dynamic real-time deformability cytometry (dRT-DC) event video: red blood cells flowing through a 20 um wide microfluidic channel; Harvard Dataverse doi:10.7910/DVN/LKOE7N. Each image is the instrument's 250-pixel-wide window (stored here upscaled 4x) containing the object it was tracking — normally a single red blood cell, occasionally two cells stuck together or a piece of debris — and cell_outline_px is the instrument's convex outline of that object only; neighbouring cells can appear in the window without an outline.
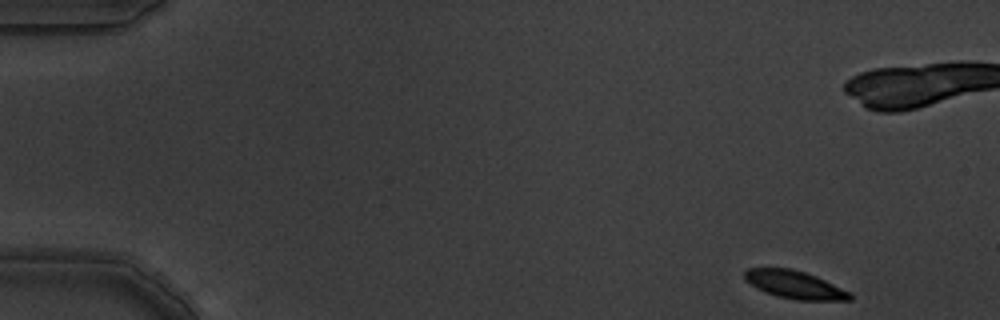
{"species": "common noctule bat (a hibernating species)", "species_latin": "Nyctalus noctula", "temperature_condition": "warm", "stored_images_in_passage": 7, "camera_frame_rate_fps": 3000, "um_per_image_px": 0.085, "animal": {"sex": "male", "body_mass_g": 19.5, "forearm_length_mm": 54.6}, "frame": {"image": 1, "passage_image": 1, "time_ms": 0.0, "image_size_px": [1000, 320], "cell_outline_px": [[852, 300], [796, 300], [776, 296], [764, 292], [756, 288], [744, 280], [744, 272], [748, 268], [792, 268], [816, 276], [852, 292]], "centroid_in_image_um": [67.55, 24.2], "position_along_channel_um": 17.5, "area_um2": 17.28}}